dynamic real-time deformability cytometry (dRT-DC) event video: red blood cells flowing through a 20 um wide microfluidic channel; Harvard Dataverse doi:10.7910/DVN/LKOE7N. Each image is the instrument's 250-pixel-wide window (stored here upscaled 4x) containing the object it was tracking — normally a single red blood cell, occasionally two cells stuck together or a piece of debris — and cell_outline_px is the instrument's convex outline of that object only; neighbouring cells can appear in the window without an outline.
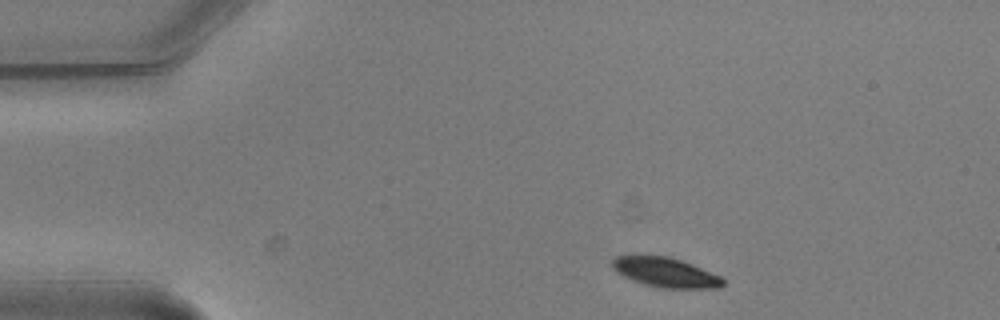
{"species": "common noctule bat (a hibernating species)", "species_latin": "Nyctalus noctula", "temperature_condition": "warm", "stored_images_in_passage": 3, "camera_frame_rate_fps": 3000, "um_per_image_px": 0.085, "animal": {"sex": "male", "body_mass_g": 20.5, "forearm_length_mm": 52.5}, "frame": {"image": 1, "passage_image": 1, "time_ms": 0.0, "image_size_px": [1000, 320], "cell_outline_px": [[724, 284], [720, 288], [660, 288], [644, 284], [632, 280], [616, 272], [612, 268], [612, 260], [616, 256], [668, 256], [692, 264], [720, 276], [724, 280]], "centroid_in_image_um": [56.56, 23.16], "position_along_channel_um": 28.4, "area_um2": 18.96}}